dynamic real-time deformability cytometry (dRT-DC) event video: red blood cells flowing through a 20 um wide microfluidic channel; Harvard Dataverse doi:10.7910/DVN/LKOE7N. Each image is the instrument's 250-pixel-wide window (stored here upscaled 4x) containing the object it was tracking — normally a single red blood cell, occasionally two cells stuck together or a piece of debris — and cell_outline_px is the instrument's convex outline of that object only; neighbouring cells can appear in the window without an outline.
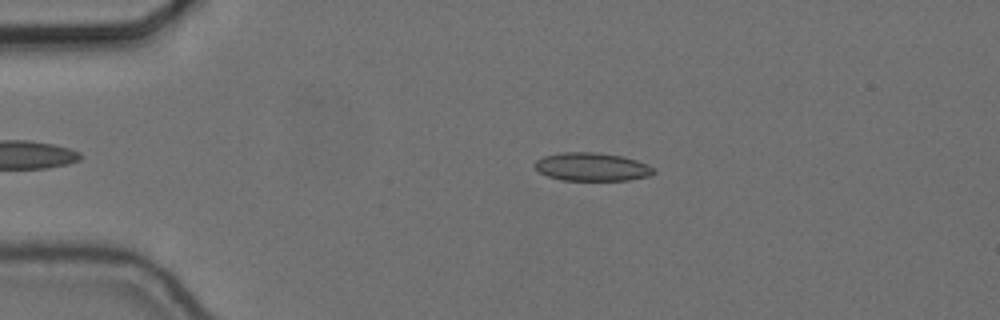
{"species": "common noctule bat (a hibernating species)", "species_latin": "Nyctalus noctula", "temperature_condition": "cold", "stored_images_in_passage": 41, "camera_frame_rate_fps": 3000, "um_per_image_px": 0.085, "animal": {"sex": "female", "body_mass_g": 24.6, "forearm_length_mm": 56.2}, "frame": {"image": 1, "passage_image": 4, "time_ms": 1.0, "image_size_px": [1000, 320], "cell_outline_px": [[656, 172], [648, 176], [628, 180], [564, 180], [548, 176], [540, 172], [532, 164], [536, 160], [544, 156], [560, 152], [596, 152], [624, 156], [648, 164]], "centroid_in_image_um": [50.3, 14.17], "position_along_channel_um": 34.7, "area_um2": 19.59}}
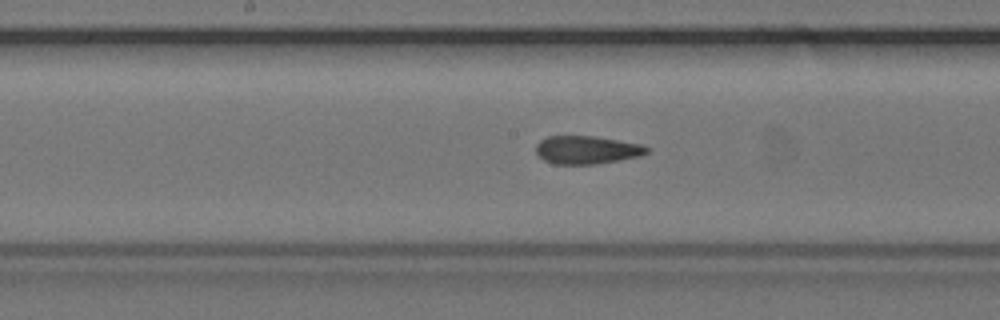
{"frame": {"image": 2, "passage_image": 21, "time_ms": 6.667, "image_size_px": [1000, 320], "cell_outline_px": [[648, 152], [640, 156], [620, 160], [596, 164], [552, 164], [544, 160], [536, 152], [536, 144], [540, 140], [548, 136], [596, 136], [640, 144], [648, 148]], "centroid_in_image_um": [49.86, 12.74], "position_along_channel_um": 198.3, "area_um2": 18.15}}
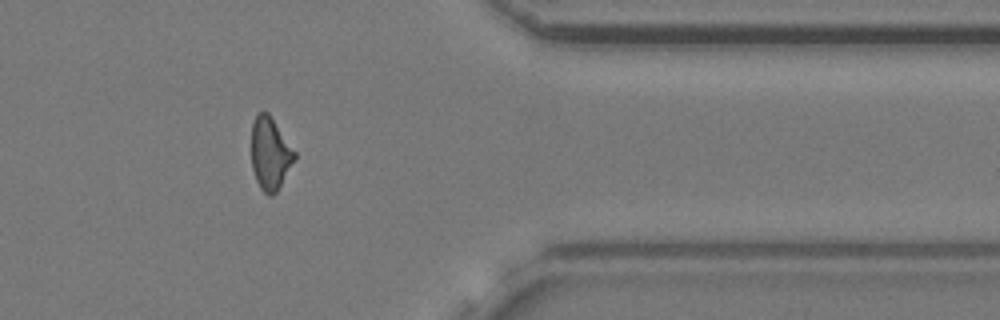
{"frame": {"image": 3, "passage_image": 38, "time_ms": 12.333, "image_size_px": [1000, 320], "cell_outline_px": [[296, 156], [276, 192], [272, 196], [268, 196], [260, 188], [256, 180], [252, 168], [252, 124], [256, 112], [268, 112], [296, 152]], "centroid_in_image_um": [22.94, 13.04], "position_along_channel_um": 388.5, "area_um2": 18.03}, "authors_computed_cell_mechanics": {"area_um2": 18.8428, "velocity_mm_per_s": 3.6597, "shape_relaxation_time_tau1_ms": null, "shape_relaxation_time_tau2_ms": 1.6662, "deformation_change_tau1": null, "deformation_change_tau2": 0.0939}}